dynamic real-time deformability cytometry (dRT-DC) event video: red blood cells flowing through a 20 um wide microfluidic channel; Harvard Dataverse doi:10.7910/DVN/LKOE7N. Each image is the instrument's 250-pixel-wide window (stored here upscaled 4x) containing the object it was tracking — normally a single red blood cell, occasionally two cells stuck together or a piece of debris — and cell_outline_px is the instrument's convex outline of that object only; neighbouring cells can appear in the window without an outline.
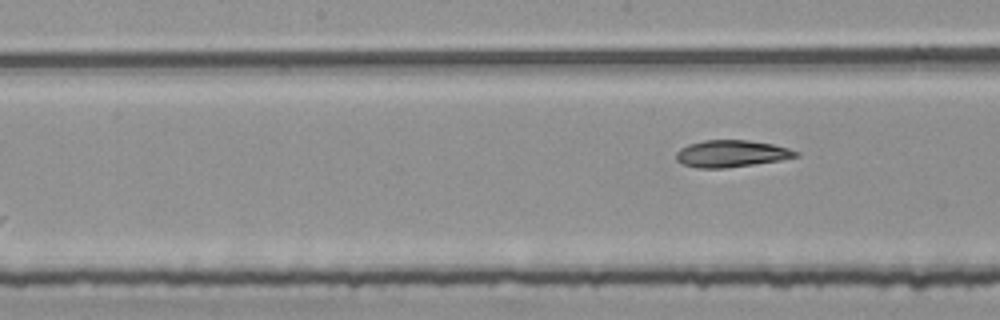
{"species": "common noctule bat (a hibernating species)", "species_latin": "Nyctalus noctula", "temperature_condition": "room temperature", "stored_images_in_passage": 5, "camera_frame_rate_fps": 3000, "um_per_image_px": 0.085, "animal": {"sex": "female", "body_mass_g": 25.1}, "frame": {"image": 1, "passage_image": 5, "time_ms": 1.333, "image_size_px": [1000, 320], "cell_outline_px": [[800, 156], [780, 160], [724, 168], [696, 168], [680, 164], [676, 160], [676, 152], [680, 148], [688, 144], [704, 140], [748, 140], [772, 144], [788, 148], [800, 152]], "centroid_in_image_um": [62.13, 13.06], "position_along_channel_um": 186.1, "area_um2": 18.84}}